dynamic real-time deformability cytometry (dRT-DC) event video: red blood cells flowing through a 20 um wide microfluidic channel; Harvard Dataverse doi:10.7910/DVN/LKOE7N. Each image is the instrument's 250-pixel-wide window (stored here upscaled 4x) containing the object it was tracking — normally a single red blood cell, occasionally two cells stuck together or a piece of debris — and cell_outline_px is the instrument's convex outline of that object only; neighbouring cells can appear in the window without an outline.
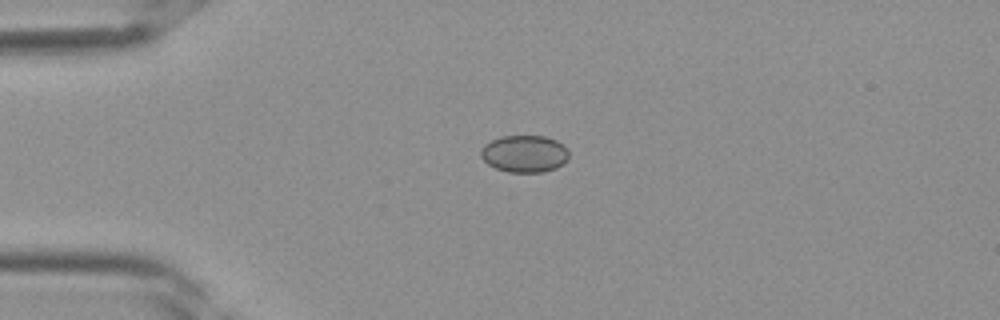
{"species": "Egyptian fruit bat (a non-hibernating species)", "species_latin": "Rousettus aegyptiacus", "temperature_condition": "room temperature", "stored_images_in_passage": 30, "camera_frame_rate_fps": 3000, "um_per_image_px": 0.085, "frame": {"image": 1, "passage_image": 1, "time_ms": 0.0, "image_size_px": [1000, 320], "cell_outline_px": [[568, 160], [564, 164], [556, 168], [544, 172], [508, 172], [496, 168], [488, 164], [480, 156], [480, 148], [484, 144], [500, 136], [544, 136], [556, 140], [568, 148]], "centroid_in_image_um": [44.58, 13.07], "position_along_channel_um": 40.4, "area_um2": 19.25}}
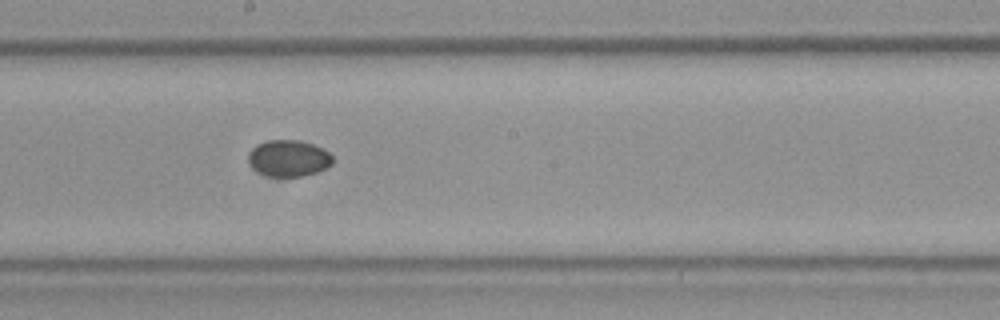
{"frame": {"image": 2, "passage_image": 13, "time_ms": 4.0, "image_size_px": [1000, 320], "cell_outline_px": [[332, 164], [316, 172], [304, 176], [268, 176], [256, 172], [248, 164], [248, 152], [256, 144], [268, 140], [300, 140], [324, 148], [332, 156]], "centroid_in_image_um": [24.49, 13.45], "position_along_channel_um": 223.7, "area_um2": 18.09}}
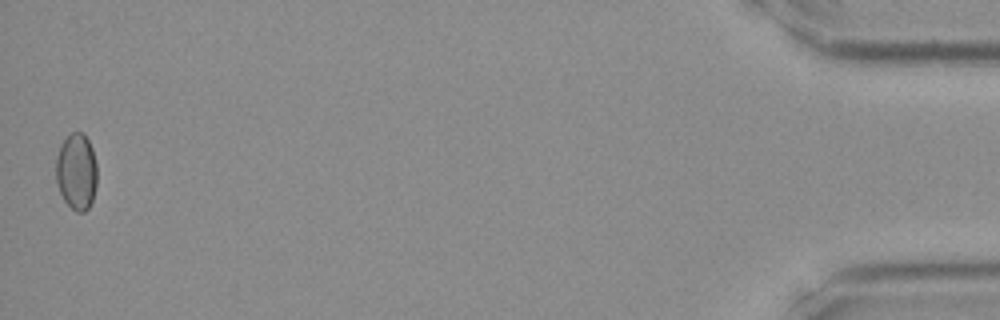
{"frame": {"image": 3, "passage_image": 30, "time_ms": 9.667, "image_size_px": [1000, 320], "cell_outline_px": [[96, 184], [92, 200], [88, 208], [84, 212], [76, 212], [64, 200], [60, 192], [56, 180], [56, 156], [60, 144], [72, 132], [84, 132], [92, 148], [96, 164]], "centroid_in_image_um": [6.49, 14.57], "position_along_channel_um": 428.7, "area_um2": 18.32}}